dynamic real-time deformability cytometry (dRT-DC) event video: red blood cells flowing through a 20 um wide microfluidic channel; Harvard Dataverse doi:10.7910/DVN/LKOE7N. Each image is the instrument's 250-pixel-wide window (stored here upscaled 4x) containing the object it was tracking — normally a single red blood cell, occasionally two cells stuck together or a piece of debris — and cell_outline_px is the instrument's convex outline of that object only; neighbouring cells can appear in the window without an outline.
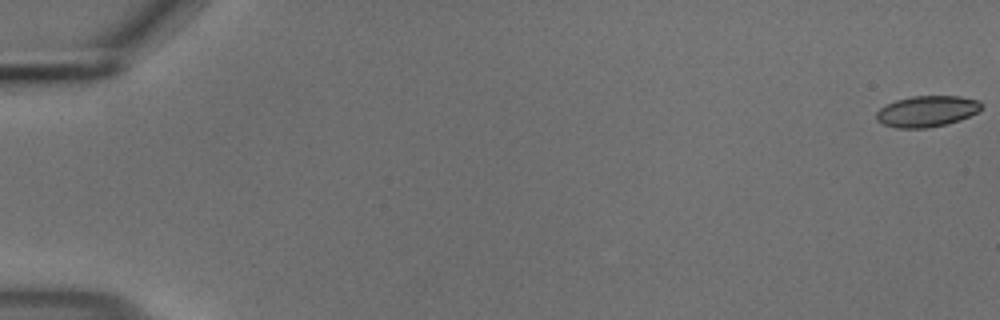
{"species": "common noctule bat (a hibernating species)", "species_latin": "Nyctalus noctula", "temperature_condition": "cold", "stored_images_in_passage": 13, "camera_frame_rate_fps": 3000, "um_per_image_px": 0.085, "animal": {"sex": "male", "body_mass_g": 18.8}, "frame": {"image": 1, "passage_image": 1, "time_ms": 0.0, "image_size_px": [1000, 320], "cell_outline_px": [[984, 104], [976, 112], [960, 120], [948, 124], [928, 128], [896, 128], [884, 124], [876, 120], [876, 112], [880, 108], [896, 100], [912, 96], [960, 96], [980, 100]], "centroid_in_image_um": [78.8, 9.46], "position_along_channel_um": 6.2, "area_um2": 19.07}}